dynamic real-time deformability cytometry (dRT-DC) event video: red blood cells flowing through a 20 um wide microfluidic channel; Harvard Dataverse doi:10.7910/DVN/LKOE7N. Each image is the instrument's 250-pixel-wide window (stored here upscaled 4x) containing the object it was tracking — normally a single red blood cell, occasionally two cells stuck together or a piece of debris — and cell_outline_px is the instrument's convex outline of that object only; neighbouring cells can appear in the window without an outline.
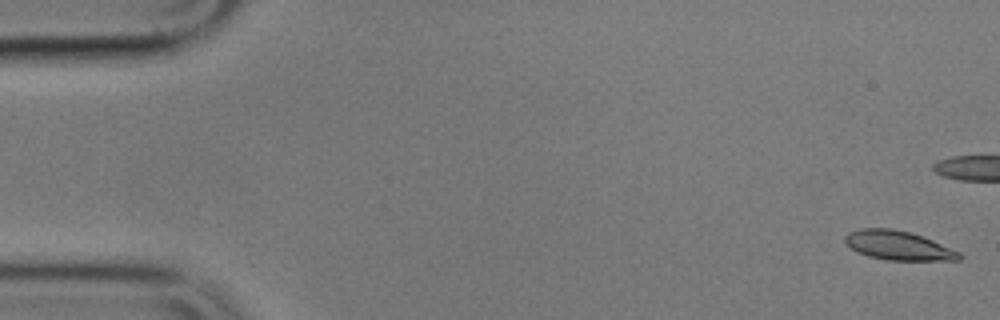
{"species": "common noctule bat (a hibernating species)", "species_latin": "Nyctalus noctula", "temperature_condition": "cold", "stored_images_in_passage": 56, "camera_frame_rate_fps": 3000, "um_per_image_px": 0.085, "animal": {"sex": "male", "body_mass_g": 17.9}, "frame": {"image": 1, "passage_image": 1, "time_ms": 0.0, "image_size_px": [1000, 320], "cell_outline_px": [[964, 256], [960, 260], [888, 260], [868, 256], [856, 252], [844, 240], [844, 236], [848, 232], [860, 228], [892, 228], [908, 232], [932, 240], [960, 252]], "centroid_in_image_um": [76.34, 20.87], "position_along_channel_um": 8.7, "area_um2": 19.31}}
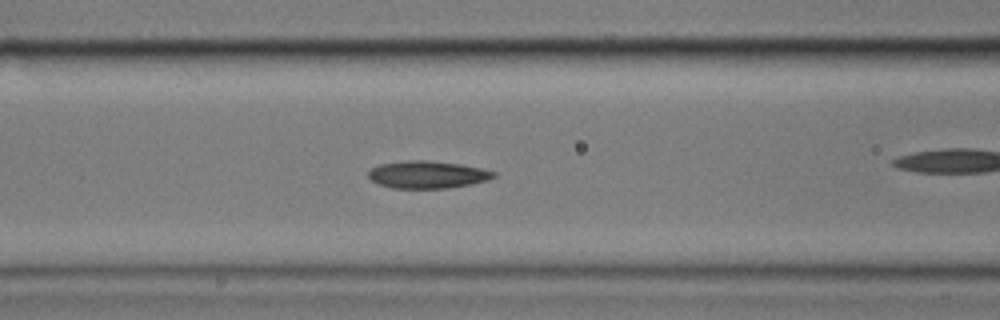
{"frame": {"image": 2, "passage_image": 22, "time_ms": 7.0, "image_size_px": [1000, 320], "cell_outline_px": [[496, 176], [488, 180], [472, 184], [448, 188], [392, 188], [380, 184], [372, 180], [368, 176], [368, 172], [372, 168], [380, 164], [408, 160], [428, 160], [460, 164], [480, 168], [496, 172]], "centroid_in_image_um": [36.35, 14.84], "position_along_channel_um": 130.2, "area_um2": 19.94}}
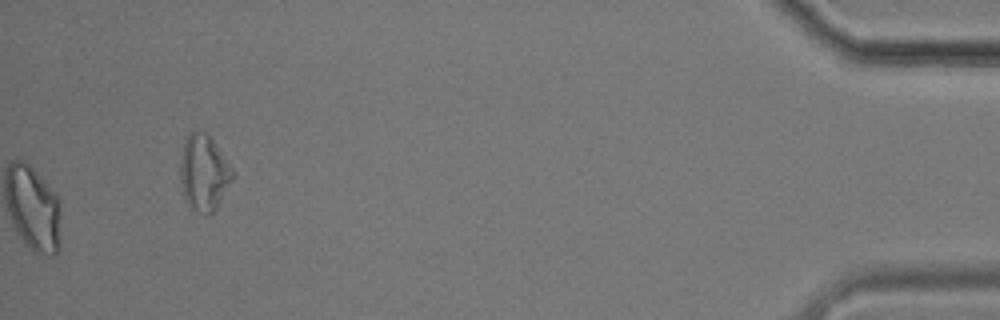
{"frame": {"image": 3, "passage_image": 56, "time_ms": 18.333, "image_size_px": [1000, 320], "cell_outline_px": [[236, 172], [232, 180], [216, 208], [208, 216], [192, 208], [188, 204], [184, 196], [180, 180], [180, 164], [184, 140], [188, 132], [196, 128], [204, 132], [212, 140]], "centroid_in_image_um": [17.32, 14.65], "position_along_channel_um": 417.9, "area_um2": 23.18}, "authors_computed_cell_mechanics": {"area_um2": 20.1144, "velocity_mm_per_s": 3.5562, "shape_relaxation_time_tau1_ms": null, "shape_relaxation_time_tau2_ms": 3.2684, "deformation_change_tau1": null, "deformation_change_tau2": 0.0738}}